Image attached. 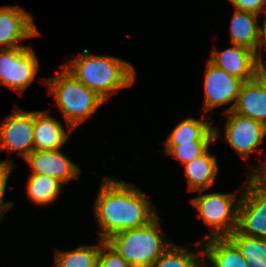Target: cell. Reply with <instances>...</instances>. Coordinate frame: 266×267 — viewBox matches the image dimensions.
Segmentation results:
<instances>
[{"instance_id":"cell-1","label":"cell","mask_w":266,"mask_h":267,"mask_svg":"<svg viewBox=\"0 0 266 267\" xmlns=\"http://www.w3.org/2000/svg\"><path fill=\"white\" fill-rule=\"evenodd\" d=\"M145 193L130 183L116 178H104L93 205L100 238L106 240L115 233L148 224L158 214Z\"/></svg>"},{"instance_id":"cell-2","label":"cell","mask_w":266,"mask_h":267,"mask_svg":"<svg viewBox=\"0 0 266 267\" xmlns=\"http://www.w3.org/2000/svg\"><path fill=\"white\" fill-rule=\"evenodd\" d=\"M62 66L105 101L120 89L131 87L136 75L130 62L109 55H92L88 49Z\"/></svg>"},{"instance_id":"cell-3","label":"cell","mask_w":266,"mask_h":267,"mask_svg":"<svg viewBox=\"0 0 266 267\" xmlns=\"http://www.w3.org/2000/svg\"><path fill=\"white\" fill-rule=\"evenodd\" d=\"M59 74L44 78L49 92L54 95L58 109L62 112L68 131L71 132L106 102L96 92L77 80L63 66Z\"/></svg>"},{"instance_id":"cell-4","label":"cell","mask_w":266,"mask_h":267,"mask_svg":"<svg viewBox=\"0 0 266 267\" xmlns=\"http://www.w3.org/2000/svg\"><path fill=\"white\" fill-rule=\"evenodd\" d=\"M156 216L148 224L113 234L105 242L121 255L131 267H151L172 244L164 239Z\"/></svg>"},{"instance_id":"cell-5","label":"cell","mask_w":266,"mask_h":267,"mask_svg":"<svg viewBox=\"0 0 266 267\" xmlns=\"http://www.w3.org/2000/svg\"><path fill=\"white\" fill-rule=\"evenodd\" d=\"M202 218L211 228L204 240L214 237H228L238 226V207L240 202L233 193H204L190 199Z\"/></svg>"},{"instance_id":"cell-6","label":"cell","mask_w":266,"mask_h":267,"mask_svg":"<svg viewBox=\"0 0 266 267\" xmlns=\"http://www.w3.org/2000/svg\"><path fill=\"white\" fill-rule=\"evenodd\" d=\"M39 61L31 46L0 49V84L22 94L32 84Z\"/></svg>"},{"instance_id":"cell-7","label":"cell","mask_w":266,"mask_h":267,"mask_svg":"<svg viewBox=\"0 0 266 267\" xmlns=\"http://www.w3.org/2000/svg\"><path fill=\"white\" fill-rule=\"evenodd\" d=\"M0 151L24 159L34 151V111L14 110L0 123Z\"/></svg>"},{"instance_id":"cell-8","label":"cell","mask_w":266,"mask_h":267,"mask_svg":"<svg viewBox=\"0 0 266 267\" xmlns=\"http://www.w3.org/2000/svg\"><path fill=\"white\" fill-rule=\"evenodd\" d=\"M237 230L249 237L266 238V187L245 185L238 189Z\"/></svg>"},{"instance_id":"cell-9","label":"cell","mask_w":266,"mask_h":267,"mask_svg":"<svg viewBox=\"0 0 266 267\" xmlns=\"http://www.w3.org/2000/svg\"><path fill=\"white\" fill-rule=\"evenodd\" d=\"M204 111L233 102L224 112L234 108L243 80L207 61L204 76Z\"/></svg>"},{"instance_id":"cell-10","label":"cell","mask_w":266,"mask_h":267,"mask_svg":"<svg viewBox=\"0 0 266 267\" xmlns=\"http://www.w3.org/2000/svg\"><path fill=\"white\" fill-rule=\"evenodd\" d=\"M227 114L225 124V140L241 156L247 157L266 136V126L257 120L240 116L232 111Z\"/></svg>"},{"instance_id":"cell-11","label":"cell","mask_w":266,"mask_h":267,"mask_svg":"<svg viewBox=\"0 0 266 267\" xmlns=\"http://www.w3.org/2000/svg\"><path fill=\"white\" fill-rule=\"evenodd\" d=\"M39 34L33 17L23 8L8 5L0 7V49L21 47L19 41Z\"/></svg>"},{"instance_id":"cell-12","label":"cell","mask_w":266,"mask_h":267,"mask_svg":"<svg viewBox=\"0 0 266 267\" xmlns=\"http://www.w3.org/2000/svg\"><path fill=\"white\" fill-rule=\"evenodd\" d=\"M209 61L244 82L253 80L261 72L256 54L235 44L221 52L214 47Z\"/></svg>"},{"instance_id":"cell-13","label":"cell","mask_w":266,"mask_h":267,"mask_svg":"<svg viewBox=\"0 0 266 267\" xmlns=\"http://www.w3.org/2000/svg\"><path fill=\"white\" fill-rule=\"evenodd\" d=\"M64 154L60 150H34L25 161L30 165L32 174L52 176L63 184L78 178L81 173V169Z\"/></svg>"},{"instance_id":"cell-14","label":"cell","mask_w":266,"mask_h":267,"mask_svg":"<svg viewBox=\"0 0 266 267\" xmlns=\"http://www.w3.org/2000/svg\"><path fill=\"white\" fill-rule=\"evenodd\" d=\"M232 112L266 126V72L242 84Z\"/></svg>"},{"instance_id":"cell-15","label":"cell","mask_w":266,"mask_h":267,"mask_svg":"<svg viewBox=\"0 0 266 267\" xmlns=\"http://www.w3.org/2000/svg\"><path fill=\"white\" fill-rule=\"evenodd\" d=\"M67 139L62 123L49 110L34 111V150H60Z\"/></svg>"},{"instance_id":"cell-16","label":"cell","mask_w":266,"mask_h":267,"mask_svg":"<svg viewBox=\"0 0 266 267\" xmlns=\"http://www.w3.org/2000/svg\"><path fill=\"white\" fill-rule=\"evenodd\" d=\"M210 120H199L188 117L179 122L168 138L163 142L164 146H180L192 142H214L220 135L219 130L212 127Z\"/></svg>"},{"instance_id":"cell-17","label":"cell","mask_w":266,"mask_h":267,"mask_svg":"<svg viewBox=\"0 0 266 267\" xmlns=\"http://www.w3.org/2000/svg\"><path fill=\"white\" fill-rule=\"evenodd\" d=\"M204 242L201 244L203 251H199V254L203 259H208L207 267H249L248 261L228 237H214Z\"/></svg>"},{"instance_id":"cell-18","label":"cell","mask_w":266,"mask_h":267,"mask_svg":"<svg viewBox=\"0 0 266 267\" xmlns=\"http://www.w3.org/2000/svg\"><path fill=\"white\" fill-rule=\"evenodd\" d=\"M216 159L207 150L200 157L184 165L189 191L202 193L214 185L219 169Z\"/></svg>"},{"instance_id":"cell-19","label":"cell","mask_w":266,"mask_h":267,"mask_svg":"<svg viewBox=\"0 0 266 267\" xmlns=\"http://www.w3.org/2000/svg\"><path fill=\"white\" fill-rule=\"evenodd\" d=\"M259 15L246 11H234L230 23L231 44L252 50L256 54Z\"/></svg>"},{"instance_id":"cell-20","label":"cell","mask_w":266,"mask_h":267,"mask_svg":"<svg viewBox=\"0 0 266 267\" xmlns=\"http://www.w3.org/2000/svg\"><path fill=\"white\" fill-rule=\"evenodd\" d=\"M62 183L52 176L30 174L27 181V195L35 204L48 205L60 195Z\"/></svg>"},{"instance_id":"cell-21","label":"cell","mask_w":266,"mask_h":267,"mask_svg":"<svg viewBox=\"0 0 266 267\" xmlns=\"http://www.w3.org/2000/svg\"><path fill=\"white\" fill-rule=\"evenodd\" d=\"M228 238L248 261L249 267H266V238L249 237L237 229Z\"/></svg>"},{"instance_id":"cell-22","label":"cell","mask_w":266,"mask_h":267,"mask_svg":"<svg viewBox=\"0 0 266 267\" xmlns=\"http://www.w3.org/2000/svg\"><path fill=\"white\" fill-rule=\"evenodd\" d=\"M54 251L55 267H96L100 240L97 246H80L72 251Z\"/></svg>"},{"instance_id":"cell-23","label":"cell","mask_w":266,"mask_h":267,"mask_svg":"<svg viewBox=\"0 0 266 267\" xmlns=\"http://www.w3.org/2000/svg\"><path fill=\"white\" fill-rule=\"evenodd\" d=\"M204 261L207 260L198 258L189 248L180 247L172 242L151 267H202L208 264Z\"/></svg>"},{"instance_id":"cell-24","label":"cell","mask_w":266,"mask_h":267,"mask_svg":"<svg viewBox=\"0 0 266 267\" xmlns=\"http://www.w3.org/2000/svg\"><path fill=\"white\" fill-rule=\"evenodd\" d=\"M213 142H192L180 146H165V155L173 156L185 165L203 155Z\"/></svg>"},{"instance_id":"cell-25","label":"cell","mask_w":266,"mask_h":267,"mask_svg":"<svg viewBox=\"0 0 266 267\" xmlns=\"http://www.w3.org/2000/svg\"><path fill=\"white\" fill-rule=\"evenodd\" d=\"M96 267H131V265L104 240L100 239V252Z\"/></svg>"},{"instance_id":"cell-26","label":"cell","mask_w":266,"mask_h":267,"mask_svg":"<svg viewBox=\"0 0 266 267\" xmlns=\"http://www.w3.org/2000/svg\"><path fill=\"white\" fill-rule=\"evenodd\" d=\"M14 164L12 160L0 161V220L3 218V214L6 213L14 205V201L4 202V196L6 192V185L9 179V174L13 169Z\"/></svg>"},{"instance_id":"cell-27","label":"cell","mask_w":266,"mask_h":267,"mask_svg":"<svg viewBox=\"0 0 266 267\" xmlns=\"http://www.w3.org/2000/svg\"><path fill=\"white\" fill-rule=\"evenodd\" d=\"M236 10L246 11L260 15L261 11L266 12V0H229ZM265 8V9H264Z\"/></svg>"},{"instance_id":"cell-28","label":"cell","mask_w":266,"mask_h":267,"mask_svg":"<svg viewBox=\"0 0 266 267\" xmlns=\"http://www.w3.org/2000/svg\"><path fill=\"white\" fill-rule=\"evenodd\" d=\"M252 168H248V170H250L249 178L244 185L266 187V161L262 162L260 166Z\"/></svg>"},{"instance_id":"cell-29","label":"cell","mask_w":266,"mask_h":267,"mask_svg":"<svg viewBox=\"0 0 266 267\" xmlns=\"http://www.w3.org/2000/svg\"><path fill=\"white\" fill-rule=\"evenodd\" d=\"M265 18H264V27H261L259 25L258 28V41H257V49H256V58L258 61V64L260 66L261 71L266 72V66L265 62H263L262 58V49H266V12H265Z\"/></svg>"}]
</instances>
